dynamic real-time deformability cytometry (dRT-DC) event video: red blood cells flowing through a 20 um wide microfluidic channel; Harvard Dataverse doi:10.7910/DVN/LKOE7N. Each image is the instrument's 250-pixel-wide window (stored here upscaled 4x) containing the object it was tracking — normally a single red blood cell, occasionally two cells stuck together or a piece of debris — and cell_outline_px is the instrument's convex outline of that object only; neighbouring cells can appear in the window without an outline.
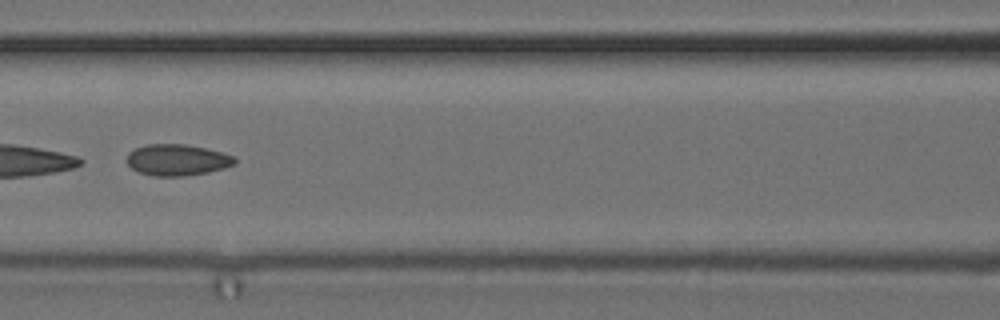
{"species": "common noctule bat (a hibernating species)", "species_latin": "Nyctalus noctula", "temperature_condition": "cold", "stored_images_in_passage": 8, "camera_frame_rate_fps": 3000, "um_per_image_px": 0.085, "animal": {"sex": "female", "body_mass_g": 24.6, "forearm_length_mm": 56.2}, "frame": {"image": 1, "passage_image": 6, "time_ms": 1.667, "image_size_px": [1000, 320], "cell_outline_px": [[236, 164], [224, 168], [208, 172], [184, 176], [156, 176], [140, 172], [132, 168], [128, 164], [128, 152], [144, 144], [184, 144], [204, 148], [220, 152], [232, 156], [236, 160]], "centroid_in_image_um": [15.05, 13.59], "position_along_channel_um": 151.5, "area_um2": 19.48}}
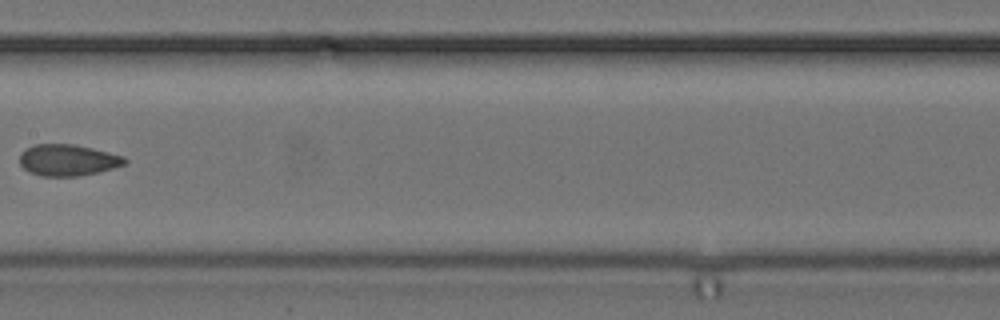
{"frame": {"image": 2, "passage_image": 7, "time_ms": 2.0, "image_size_px": [1000, 320], "cell_outline_px": [[128, 160], [124, 164], [112, 168], [80, 176], [40, 176], [28, 172], [20, 164], [20, 152], [24, 148], [32, 144], [72, 144], [92, 148], [124, 156]], "centroid_in_image_um": [5.71, 13.6], "position_along_channel_um": 201.7, "area_um2": 19.31}}
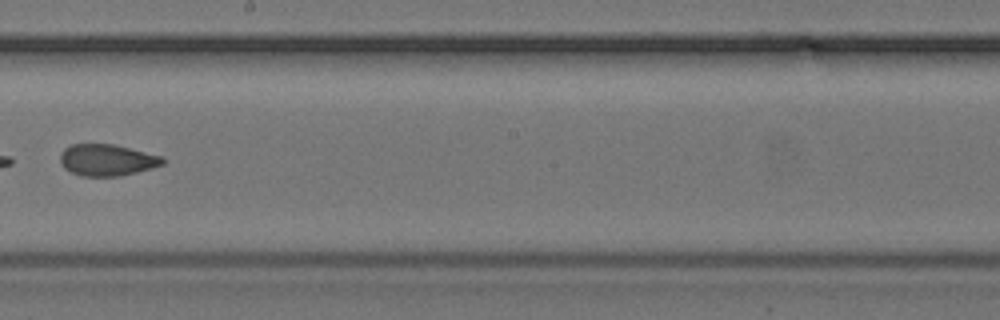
{"frame": {"image": 3, "passage_image": 8, "time_ms": 2.333, "image_size_px": [1000, 320], "cell_outline_px": [[168, 160], [164, 164], [152, 168], [120, 176], [80, 176], [64, 168], [60, 164], [60, 152], [64, 148], [72, 144], [112, 144], [164, 156]], "centroid_in_image_um": [9.11, 13.6], "position_along_channel_um": 239.1, "area_um2": 19.07}}